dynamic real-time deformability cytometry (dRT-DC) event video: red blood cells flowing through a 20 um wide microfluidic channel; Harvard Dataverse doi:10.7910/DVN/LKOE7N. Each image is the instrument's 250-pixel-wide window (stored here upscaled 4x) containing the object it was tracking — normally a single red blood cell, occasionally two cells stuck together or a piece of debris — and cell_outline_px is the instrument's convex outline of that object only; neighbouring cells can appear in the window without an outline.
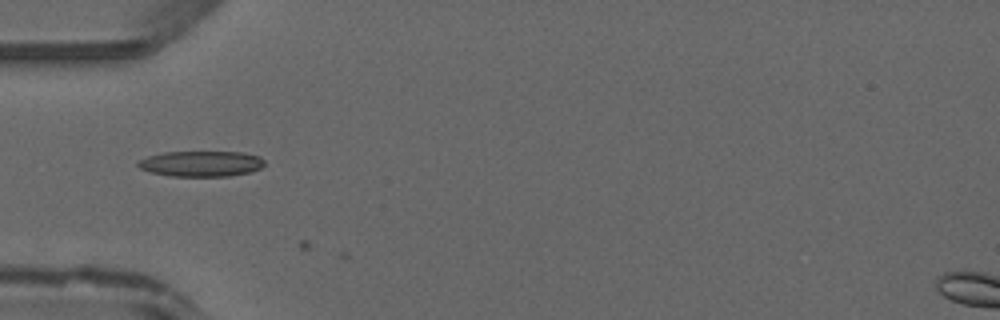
{"species": "common noctule bat (a hibernating species)", "species_latin": "Nyctalus noctula", "temperature_condition": "warm", "stored_images_in_passage": 17, "camera_frame_rate_fps": 3000, "um_per_image_px": 0.085, "animal": {"sex": "male", "forearm_length_mm": 52.5}, "frame": {"image": 1, "passage_image": 16, "time_ms": 5.0, "image_size_px": [1000, 320], "cell_outline_px": [[264, 164], [260, 168], [252, 172], [228, 176], [172, 176], [152, 172], [140, 168], [136, 164], [140, 160], [148, 156], [164, 152], [240, 152], [260, 156], [264, 160]], "centroid_in_image_um": [17.13, 13.91], "position_along_channel_um": 67.9, "area_um2": 18.79}}